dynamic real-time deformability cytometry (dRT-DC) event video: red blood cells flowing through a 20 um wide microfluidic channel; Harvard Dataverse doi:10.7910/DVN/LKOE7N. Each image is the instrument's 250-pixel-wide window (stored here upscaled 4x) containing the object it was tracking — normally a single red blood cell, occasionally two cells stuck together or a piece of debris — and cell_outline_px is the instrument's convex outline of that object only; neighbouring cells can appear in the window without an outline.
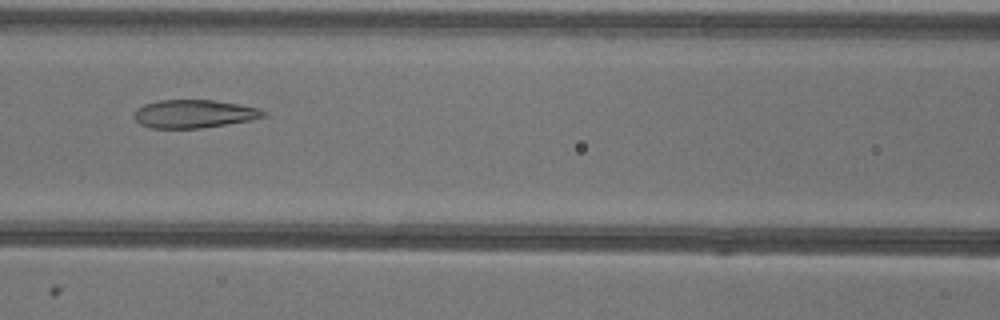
{"species": "common noctule bat (a hibernating species)", "species_latin": "Nyctalus noctula", "temperature_condition": "warm", "stored_images_in_passage": 43, "camera_frame_rate_fps": 3000, "um_per_image_px": 0.085, "animal": {"sex": "female"}, "frame": {"image": 1, "passage_image": 14, "time_ms": 4.333, "image_size_px": [1000, 320], "cell_outline_px": [[268, 116], [252, 120], [200, 128], [148, 128], [140, 124], [132, 116], [136, 108], [144, 104], [160, 100], [216, 100], [260, 108]], "centroid_in_image_um": [16.47, 9.67], "position_along_channel_um": 150.1, "area_um2": 21.39}}
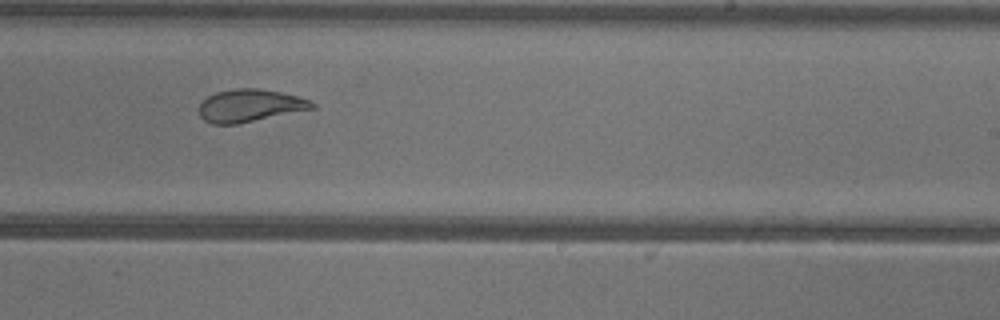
{"frame": {"image": 2, "passage_image": 23, "time_ms": 7.333, "image_size_px": [1000, 320], "cell_outline_px": [[316, 108], [236, 124], [212, 124], [204, 120], [200, 116], [200, 104], [208, 96], [216, 92], [236, 88], [256, 88], [280, 92], [296, 96], [308, 100], [316, 104]], "centroid_in_image_um": [21.23, 8.97], "position_along_channel_um": 267.8, "area_um2": 21.21}}
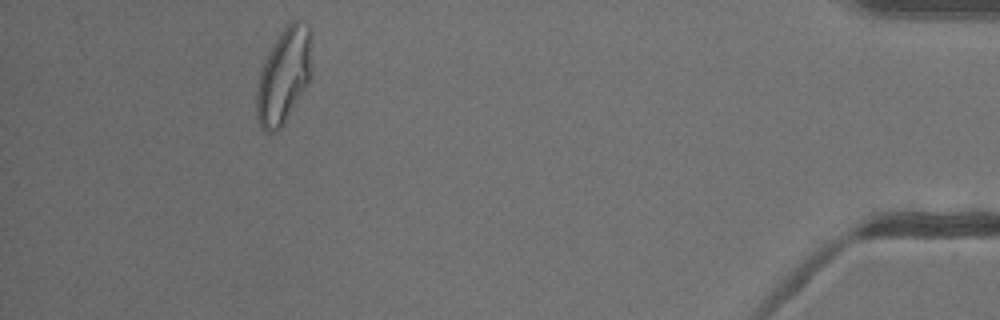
{"frame": {"image": 3, "passage_image": 39, "time_ms": 12.667, "image_size_px": [1000, 320], "cell_outline_px": [[312, 76], [308, 84], [284, 124], [276, 132], [268, 132], [260, 128], [256, 112], [256, 96], [260, 72], [264, 60], [268, 52], [284, 28], [292, 20], [300, 20], [308, 24], [312, 72]], "centroid_in_image_um": [24.13, 6.48], "position_along_channel_um": 411.1, "area_um2": 30.58}, "authors_computed_cell_mechanics": {"area_um2": 23.698, "velocity_mm_per_s": 3.9384, "shape_relaxation_time_tau1_ms": null, "shape_relaxation_time_tau2_ms": 1.6632, "deformation_change_tau1": null, "deformation_change_tau2": 0.0851}}